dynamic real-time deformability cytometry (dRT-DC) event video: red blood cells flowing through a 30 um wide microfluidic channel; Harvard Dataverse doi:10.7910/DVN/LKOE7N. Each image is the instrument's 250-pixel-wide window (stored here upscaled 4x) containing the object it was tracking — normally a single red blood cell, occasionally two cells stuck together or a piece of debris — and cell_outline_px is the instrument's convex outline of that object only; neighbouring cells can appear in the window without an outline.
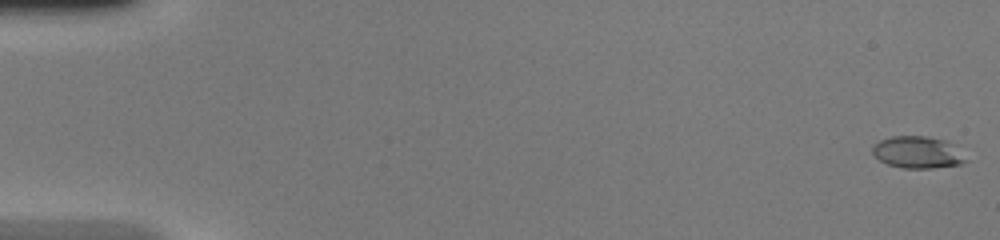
{"species": "common noctule bat (a hibernating species)", "species_latin": "Nyctalus noctula", "temperature_condition": "warm", "stored_images_in_passage": 49, "camera_frame_rate_fps": 3000, "um_per_image_px": 0.085, "animal": {"sex": "female", "body_mass_g": 20.0, "forearm_length_mm": 54.0}, "frame": {"image": 1, "passage_image": 1, "time_ms": 0.0, "image_size_px": [1000, 240], "cell_outline_px": [[968, 160], [960, 164], [932, 168], [904, 168], [888, 164], [880, 160], [872, 152], [872, 144], [880, 140], [892, 136], [924, 136], [944, 140]], "centroid_in_image_um": [77.92, 12.95], "position_along_channel_um": 7.1, "area_um2": 16.94}}
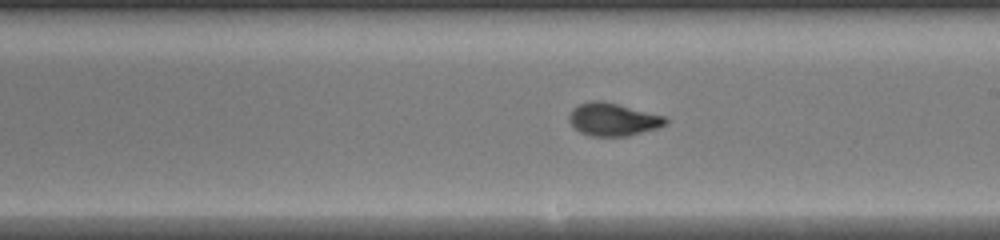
{"frame": {"image": 2, "passage_image": 29, "time_ms": 9.333, "image_size_px": [1000, 240], "cell_outline_px": [[668, 124], [656, 128], [628, 136], [588, 136], [580, 132], [568, 120], [568, 116], [572, 108], [580, 104], [592, 100], [600, 100], [664, 116], [668, 120]], "centroid_in_image_um": [52.08, 10.16], "position_along_channel_um": 236.9, "area_um2": 18.26}}
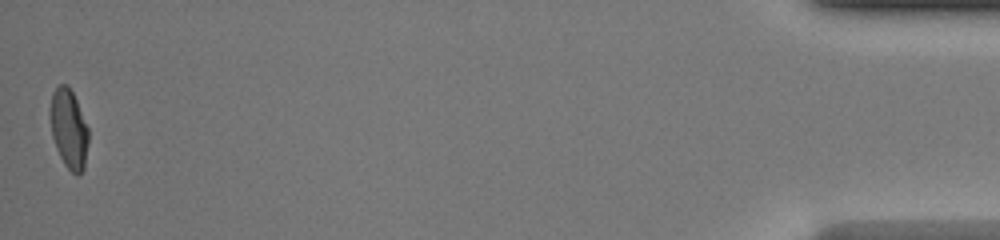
{"frame": {"image": 3, "passage_image": 49, "time_ms": 16.0, "image_size_px": [1000, 240], "cell_outline_px": [[88, 144], [84, 168], [76, 176], [64, 164], [56, 148], [52, 136], [48, 112], [52, 92], [60, 84], [68, 84], [76, 100], [88, 128]], "centroid_in_image_um": [5.82, 10.93], "position_along_channel_um": 429.4, "area_um2": 17.8}, "authors_computed_cell_mechanics": {"area_um2": 17.9758, "velocity_mm_per_s": 4.2641, "shape_relaxation_time_tau1_ms": 6.9599, "shape_relaxation_time_tau2_ms": 0.7028, "deformation_change_tau1": 0.2649, "deformation_change_tau2": 0.0506}}